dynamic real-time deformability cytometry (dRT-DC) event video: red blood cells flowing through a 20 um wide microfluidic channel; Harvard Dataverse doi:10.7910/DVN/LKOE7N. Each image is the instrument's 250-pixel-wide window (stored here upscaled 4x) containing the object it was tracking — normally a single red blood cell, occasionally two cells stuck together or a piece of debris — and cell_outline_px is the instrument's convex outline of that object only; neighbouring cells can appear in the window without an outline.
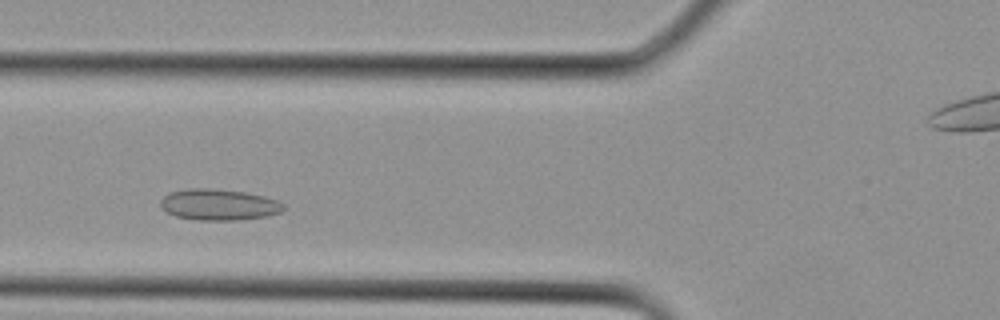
{"species": "Egyptian fruit bat (a non-hibernating species)", "species_latin": "Rousettus aegyptiacus", "temperature_condition": "cold", "stored_images_in_passage": 14, "camera_frame_rate_fps": 3000, "um_per_image_px": 0.085, "animal": {"sex": "female"}, "frame": {"image": 1, "passage_image": 5, "time_ms": 1.333, "image_size_px": [1000, 320], "cell_outline_px": [[284, 208], [280, 212], [268, 216], [236, 220], [196, 220], [176, 216], [164, 212], [160, 208], [160, 200], [164, 196], [172, 192], [188, 188], [212, 188], [244, 192], [264, 196], [276, 200], [284, 204]], "centroid_in_image_um": [18.56, 17.4], "position_along_channel_um": 107.2, "area_um2": 22.43}}
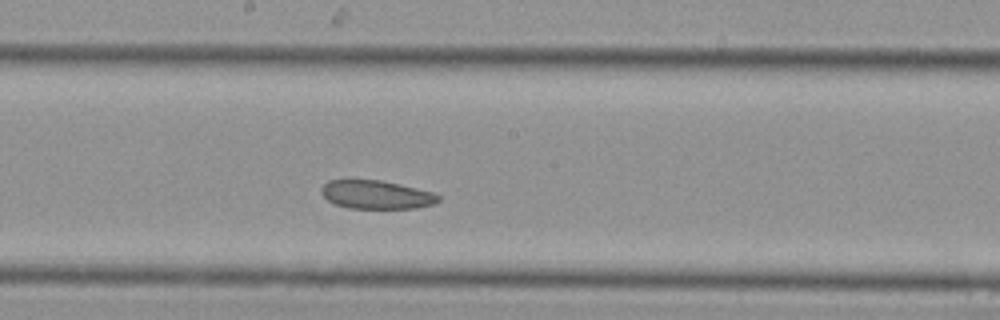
{"frame": {"image": 2, "passage_image": 10, "time_ms": 3.0, "image_size_px": [1000, 320], "cell_outline_px": [[440, 200], [436, 204], [416, 208], [348, 208], [336, 204], [328, 200], [320, 192], [320, 188], [328, 180], [380, 180], [400, 184], [432, 192], [440, 196]], "centroid_in_image_um": [32.0, 16.55], "position_along_channel_um": 216.2, "area_um2": 19.42}}
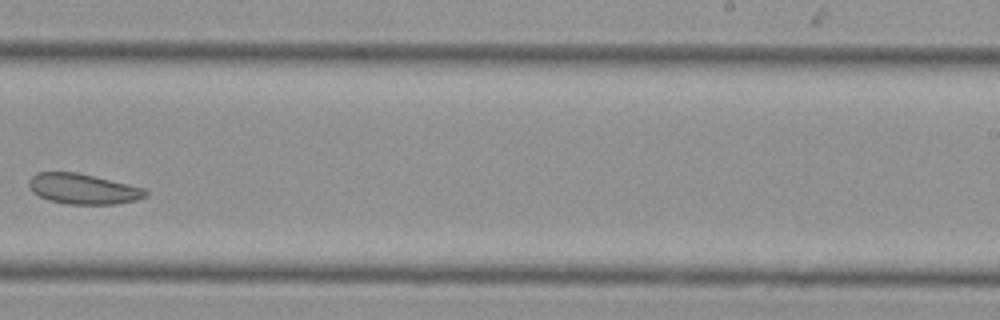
{"frame": {"image": 3, "passage_image": 13, "time_ms": 4.0, "image_size_px": [1000, 320], "cell_outline_px": [[148, 196], [136, 200], [116, 204], [64, 204], [48, 200], [32, 192], [28, 184], [28, 180], [36, 172], [76, 172], [144, 188], [148, 192]], "centroid_in_image_um": [7.04, 16.06], "position_along_channel_um": 282.0, "area_um2": 20.63}}